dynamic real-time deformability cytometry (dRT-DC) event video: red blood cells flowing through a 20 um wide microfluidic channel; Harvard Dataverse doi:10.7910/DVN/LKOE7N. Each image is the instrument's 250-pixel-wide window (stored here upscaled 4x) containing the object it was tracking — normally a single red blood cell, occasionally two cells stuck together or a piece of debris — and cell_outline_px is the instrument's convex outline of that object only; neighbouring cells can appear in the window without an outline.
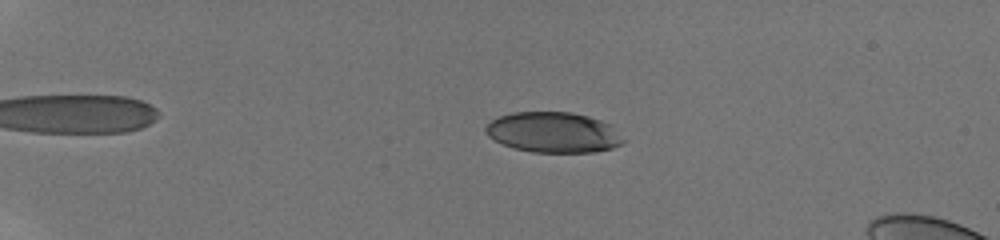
{"species": "human", "species_latin": "Homo sapiens", "temperature_condition": "room temperature", "stored_images_in_passage": 104, "camera_frame_rate_fps": 3000, "um_per_image_px": 0.085, "donor": {"sex": "male"}, "frame": {"image": 1, "passage_image": 25, "time_ms": 4.667, "image_size_px": [1000, 240], "cell_outline_px": [[628, 140], [624, 144], [612, 148], [596, 152], [532, 152], [512, 148], [488, 136], [484, 132], [484, 128], [492, 120], [500, 116], [512, 112], [572, 112], [588, 116], [612, 124]], "centroid_in_image_um": [47.11, 11.25], "position_along_channel_um": 37.9, "area_um2": 32.89}}
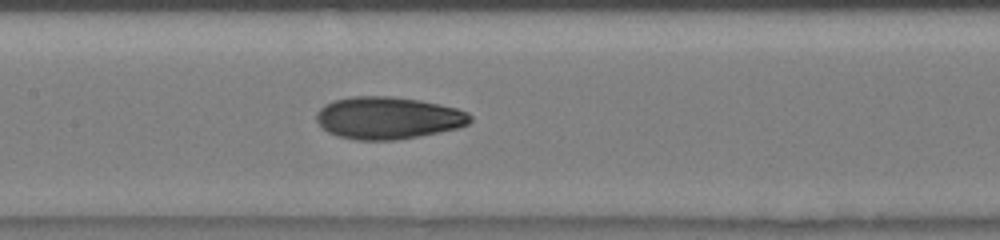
{"frame": {"image": 2, "passage_image": 54, "time_ms": 10.333, "image_size_px": [1000, 240], "cell_outline_px": [[472, 120], [468, 124], [456, 128], [440, 132], [396, 140], [356, 140], [336, 136], [328, 132], [316, 120], [316, 112], [324, 104], [332, 100], [352, 96], [388, 96], [420, 100], [440, 104], [456, 108], [468, 112], [472, 116]], "centroid_in_image_um": [32.97, 10.02], "position_along_channel_um": 174.4, "area_um2": 38.03}}
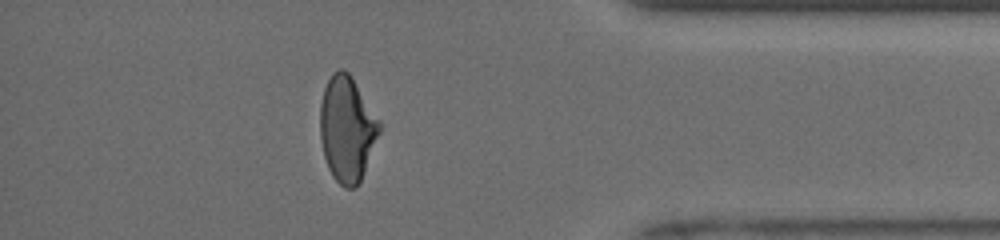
{"frame": {"image": 3, "passage_image": 96, "time_ms": 16.667, "image_size_px": [1000, 240], "cell_outline_px": [[380, 132], [360, 180], [356, 188], [344, 188], [332, 176], [328, 168], [324, 156], [320, 140], [320, 104], [324, 88], [332, 72], [336, 68], [344, 68], [348, 72], [380, 120]], "centroid_in_image_um": [29.47, 10.94], "position_along_channel_um": 405.7, "area_um2": 36.3}, "authors_computed_cell_mechanics": {"area_um2": 35.8938, "velocity_mm_per_s": 3.9662, "shape_relaxation_time_tau1_ms": 5.6361, "shape_relaxation_time_tau2_ms": 1.5896, "deformation_change_tau1": 0.1939, "deformation_change_tau2": 0.0753}}